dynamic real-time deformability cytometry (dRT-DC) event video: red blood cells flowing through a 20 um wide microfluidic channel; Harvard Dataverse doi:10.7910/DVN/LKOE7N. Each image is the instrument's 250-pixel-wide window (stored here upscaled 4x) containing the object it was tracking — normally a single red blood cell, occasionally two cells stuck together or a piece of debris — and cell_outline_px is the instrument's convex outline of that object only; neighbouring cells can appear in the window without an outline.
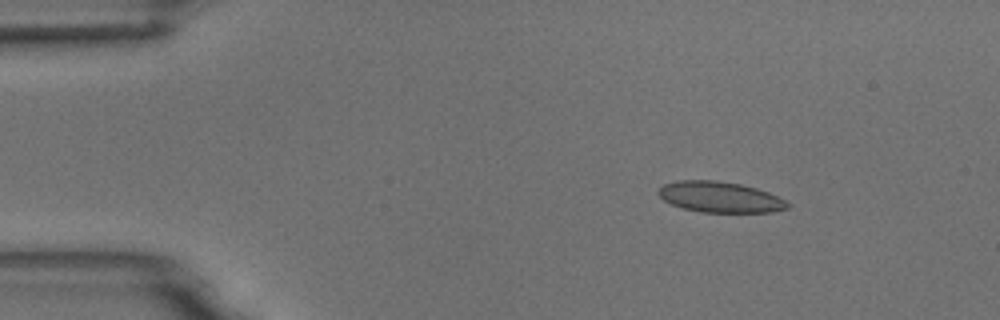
{"species": "common noctule bat (a hibernating species)", "species_latin": "Nyctalus noctula", "temperature_condition": "room temperature", "stored_images_in_passage": 5, "camera_frame_rate_fps": 3000, "um_per_image_px": 0.085, "animal": {"sex": "male", "body_mass_g": 18.8}, "frame": {"image": 1, "passage_image": 2, "time_ms": 1.333, "image_size_px": [1000, 320], "cell_outline_px": [[792, 204], [788, 208], [772, 212], [700, 212], [684, 208], [672, 204], [664, 200], [656, 192], [664, 184], [676, 180], [716, 180], [740, 184], [756, 188], [768, 192]], "centroid_in_image_um": [61.2, 16.74], "position_along_channel_um": 23.8, "area_um2": 23.12}}
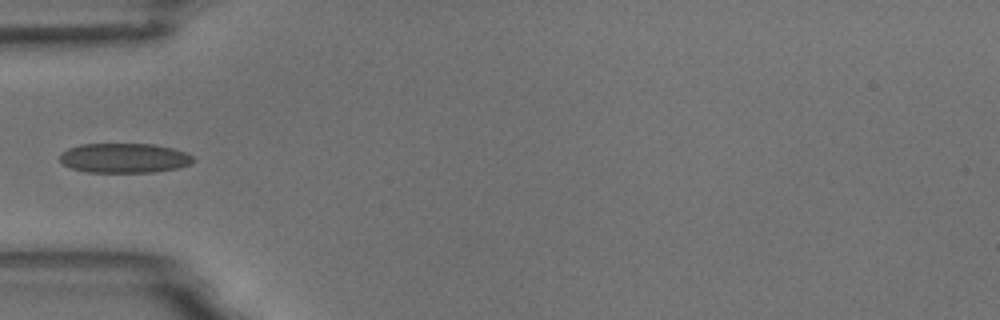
{"frame": {"image": 2, "passage_image": 4, "time_ms": 4.667, "image_size_px": [1000, 320], "cell_outline_px": [[196, 160], [188, 164], [176, 168], [152, 172], [88, 172], [72, 168], [64, 164], [60, 160], [60, 152], [68, 148], [80, 144], [152, 144], [172, 148], [184, 152], [192, 156]], "centroid_in_image_um": [10.53, 13.43], "position_along_channel_um": 74.5, "area_um2": 22.89}}